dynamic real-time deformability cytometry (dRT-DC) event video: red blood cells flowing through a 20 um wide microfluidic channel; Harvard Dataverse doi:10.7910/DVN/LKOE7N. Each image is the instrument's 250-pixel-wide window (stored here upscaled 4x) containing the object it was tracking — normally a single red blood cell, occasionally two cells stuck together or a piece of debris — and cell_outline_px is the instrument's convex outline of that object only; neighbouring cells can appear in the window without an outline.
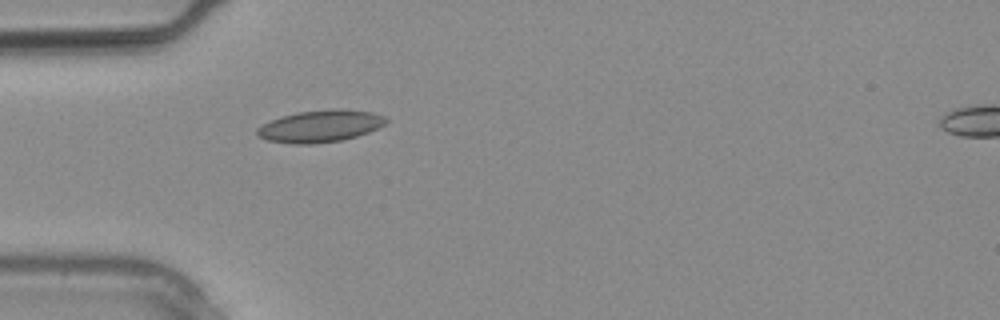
{"species": "common noctule bat (a hibernating species)", "species_latin": "Nyctalus noctula", "temperature_condition": "warm", "stored_images_in_passage": 2, "segment_of_instrument_passage": [1, 2], "camera_frame_rate_fps": 3000, "um_per_image_px": 0.085, "animal": {"sex": "male", "body_mass_g": 20.4}, "frame": {"image": 1, "passage_image": 1, "time_ms": 0.0, "image_size_px": [1000, 320], "cell_outline_px": [[388, 120], [384, 124], [368, 132], [344, 140], [312, 144], [292, 144], [268, 140], [256, 136], [256, 128], [272, 120], [284, 116], [300, 112], [332, 108], [340, 108], [372, 112], [384, 116]], "centroid_in_image_um": [27.22, 10.72], "position_along_channel_um": 57.8, "area_um2": 23.99}}